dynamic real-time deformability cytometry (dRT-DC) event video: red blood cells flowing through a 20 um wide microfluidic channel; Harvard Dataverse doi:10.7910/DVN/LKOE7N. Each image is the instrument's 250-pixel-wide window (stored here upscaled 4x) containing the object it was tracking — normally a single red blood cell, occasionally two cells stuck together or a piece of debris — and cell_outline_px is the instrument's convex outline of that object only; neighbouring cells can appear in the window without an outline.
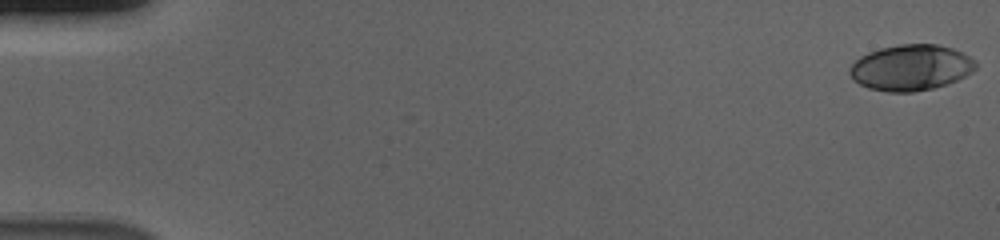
{"species": "human", "species_latin": "Homo sapiens", "temperature_condition": "cold", "stored_images_in_passage": 56, "camera_frame_rate_fps": 3000, "um_per_image_px": 0.085, "donor": {"sex": "male"}, "frame": {"image": 1, "passage_image": 1, "time_ms": 0.0, "image_size_px": [1000, 240], "cell_outline_px": [[976, 68], [972, 72], [948, 84], [932, 88], [912, 92], [888, 92], [868, 88], [860, 84], [848, 72], [848, 68], [860, 56], [868, 52], [880, 48], [900, 44], [936, 44], [952, 48], [976, 60]], "centroid_in_image_um": [77.42, 5.74], "position_along_channel_um": 7.6, "area_um2": 33.58}}
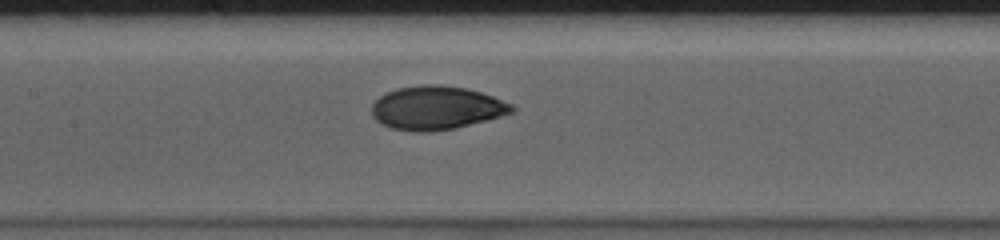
{"frame": {"image": 2, "passage_image": 28, "time_ms": 9.0, "image_size_px": [1000, 240], "cell_outline_px": [[516, 112], [452, 128], [428, 132], [412, 132], [392, 128], [380, 124], [372, 116], [372, 104], [384, 92], [396, 88], [420, 84], [440, 84], [468, 88], [492, 96], [512, 104], [516, 108]], "centroid_in_image_um": [37.06, 9.15], "position_along_channel_um": 170.3, "area_um2": 35.72}}
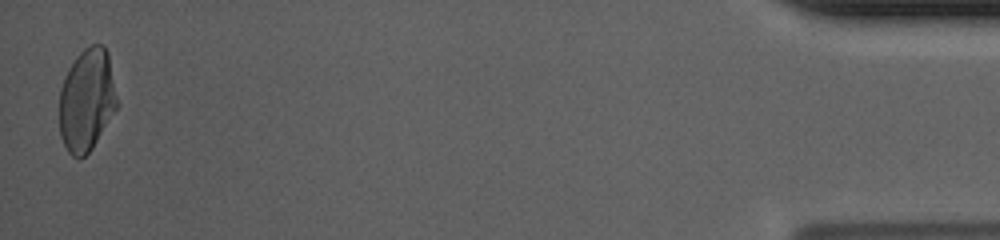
{"frame": {"image": 3, "passage_image": 56, "time_ms": 18.333, "image_size_px": [1000, 240], "cell_outline_px": [[116, 108], [92, 148], [80, 160], [72, 156], [68, 152], [60, 136], [60, 88], [64, 76], [68, 68], [76, 56], [84, 48], [92, 44], [104, 44], [108, 52], [116, 100]], "centroid_in_image_um": [7.34, 8.49], "position_along_channel_um": 427.9, "area_um2": 34.16}, "authors_computed_cell_mechanics": {"area_um2": 34.2465, "velocity_mm_per_s": 3.6949, "shape_relaxation_time_tau1_ms": 4.9344, "shape_relaxation_time_tau2_ms": 0.8458, "deformation_change_tau1": 0.2025, "deformation_change_tau2": 0.0411}}